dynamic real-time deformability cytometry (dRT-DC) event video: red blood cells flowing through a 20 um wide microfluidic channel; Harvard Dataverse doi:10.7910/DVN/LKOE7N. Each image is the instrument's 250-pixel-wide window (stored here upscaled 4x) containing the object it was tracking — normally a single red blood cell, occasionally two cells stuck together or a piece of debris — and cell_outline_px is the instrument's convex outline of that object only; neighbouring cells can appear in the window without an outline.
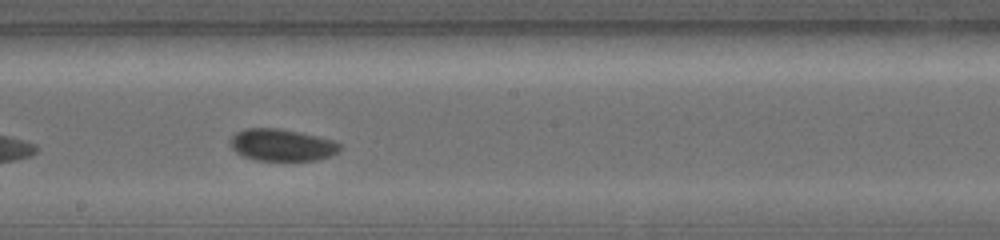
{"species": "common noctule bat (a hibernating species)", "species_latin": "Nyctalus noctula", "temperature_condition": "warm", "stored_images_in_passage": 27, "camera_frame_rate_fps": 5000, "um_per_image_px": 0.085, "animal": {"sex": "female", "body_mass_g": 19.0, "forearm_length_mm": 56.7}, "frame": {"image": 1, "passage_image": 16, "time_ms": 4.4, "image_size_px": [1000, 240], "cell_outline_px": [[340, 152], [332, 156], [316, 160], [252, 160], [236, 152], [232, 148], [228, 140], [236, 132], [244, 128], [280, 128], [316, 136], [332, 140], [340, 144]], "centroid_in_image_um": [23.94, 12.32], "position_along_channel_um": 224.3, "area_um2": 20.52}}